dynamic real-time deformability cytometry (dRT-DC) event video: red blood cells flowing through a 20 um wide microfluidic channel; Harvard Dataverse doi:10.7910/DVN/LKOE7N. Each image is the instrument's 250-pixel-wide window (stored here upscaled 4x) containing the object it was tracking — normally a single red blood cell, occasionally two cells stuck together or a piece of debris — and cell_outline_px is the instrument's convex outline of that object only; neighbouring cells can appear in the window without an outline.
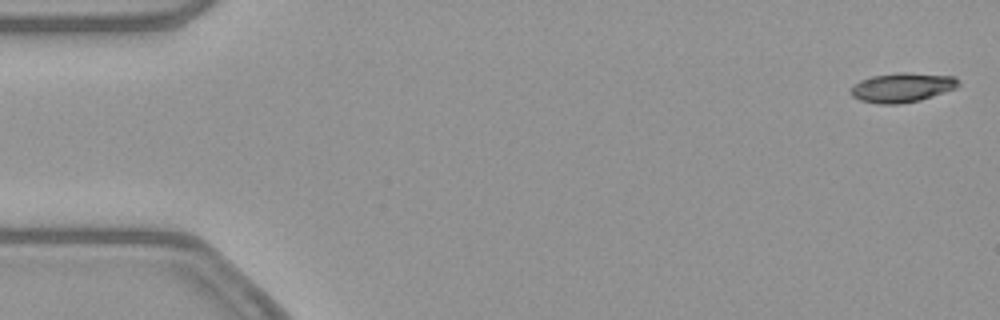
{"species": "common noctule bat (a hibernating species)", "species_latin": "Nyctalus noctula", "temperature_condition": "warm", "stored_images_in_passage": 54, "camera_frame_rate_fps": 3000, "um_per_image_px": 0.085, "animal": {"sex": "female", "body_mass_g": 21.9}, "frame": {"image": 1, "passage_image": 2, "time_ms": 0.333, "image_size_px": [1000, 320], "cell_outline_px": [[960, 84], [956, 88], [920, 100], [896, 104], [880, 104], [860, 100], [852, 96], [848, 92], [860, 80], [872, 76], [896, 72], [908, 72], [956, 76], [960, 80]], "centroid_in_image_um": [76.7, 7.42], "position_along_channel_um": 8.3, "area_um2": 18.55}}
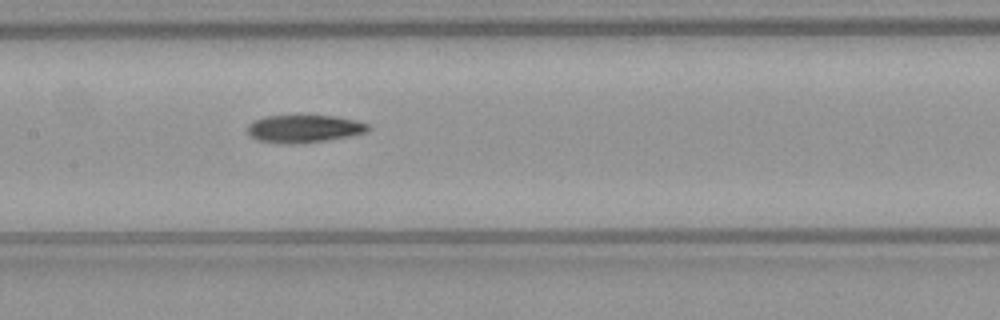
{"frame": {"image": 2, "passage_image": 26, "time_ms": 8.333, "image_size_px": [1000, 320], "cell_outline_px": [[368, 128], [364, 132], [348, 136], [324, 140], [260, 140], [252, 136], [248, 132], [248, 124], [264, 116], [332, 116], [356, 120], [368, 124]], "centroid_in_image_um": [25.88, 10.87], "position_along_channel_um": 181.5, "area_um2": 17.86}}
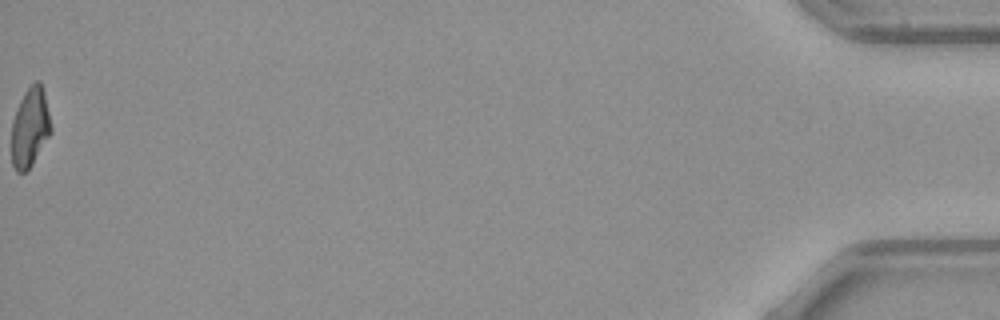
{"frame": {"image": 3, "passage_image": 54, "time_ms": 17.667, "image_size_px": [1000, 320], "cell_outline_px": [[52, 132], [32, 164], [24, 172], [16, 172], [12, 164], [12, 120], [16, 108], [24, 92], [36, 80], [40, 80], [44, 92], [52, 128]], "centroid_in_image_um": [2.55, 10.81], "position_along_channel_um": 432.6, "area_um2": 18.21}, "authors_computed_cell_mechanics": {"area_um2": 19.074, "velocity_mm_per_s": 3.8783, "shape_relaxation_time_tau1_ms": null, "shape_relaxation_time_tau2_ms": 6.9405, "deformation_change_tau1": null, "deformation_change_tau2": 0.1676}}